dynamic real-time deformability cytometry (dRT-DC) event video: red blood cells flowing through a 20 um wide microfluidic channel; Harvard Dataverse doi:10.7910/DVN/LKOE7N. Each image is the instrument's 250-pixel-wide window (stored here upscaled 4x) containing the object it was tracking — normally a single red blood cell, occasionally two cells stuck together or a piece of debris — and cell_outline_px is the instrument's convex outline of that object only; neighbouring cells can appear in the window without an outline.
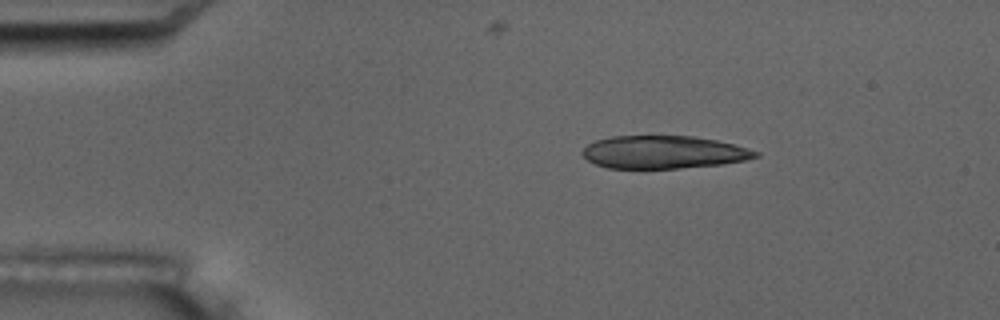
{"species": "common noctule bat (a hibernating species)", "species_latin": "Nyctalus noctula", "temperature_condition": "room temperature", "stored_images_in_passage": 6, "camera_frame_rate_fps": 3000, "um_per_image_px": 0.085, "animal": {"sex": "male", "body_mass_g": 17.5, "forearm_length_mm": 52.3}, "frame": {"image": 1, "passage_image": 3, "time_ms": 2.333, "image_size_px": [1000, 320], "cell_outline_px": [[760, 156], [744, 160], [724, 164], [680, 168], [608, 168], [596, 164], [588, 160], [580, 152], [588, 144], [596, 140], [612, 136], [692, 136], [716, 140], [748, 148], [760, 152]], "centroid_in_image_um": [56.41, 12.93], "position_along_channel_um": 28.6, "area_um2": 33.06}}